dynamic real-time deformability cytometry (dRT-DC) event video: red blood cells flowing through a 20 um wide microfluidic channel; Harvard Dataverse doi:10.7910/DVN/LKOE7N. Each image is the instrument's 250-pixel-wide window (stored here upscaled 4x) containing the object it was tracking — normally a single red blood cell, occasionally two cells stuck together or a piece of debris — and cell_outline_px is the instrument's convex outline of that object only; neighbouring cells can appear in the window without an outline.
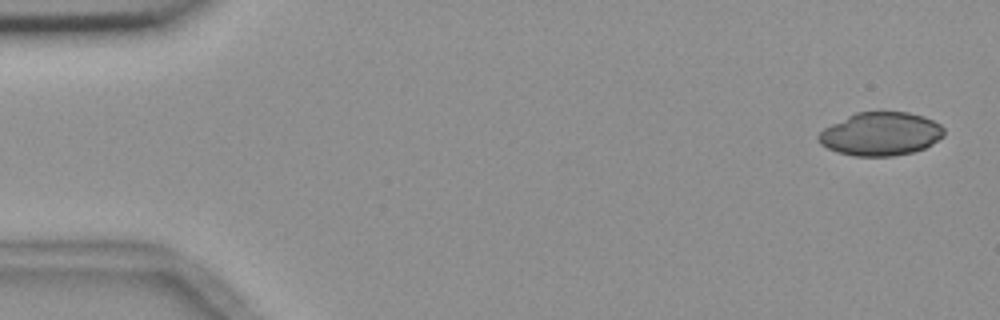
{"species": "common noctule bat (a hibernating species)", "species_latin": "Nyctalus noctula", "temperature_condition": "room temperature", "stored_images_in_passage": 55, "camera_frame_rate_fps": 3000, "um_per_image_px": 0.085, "animal": {"sex": "female", "body_mass_g": 18.4}, "frame": {"image": 1, "passage_image": 2, "time_ms": 0.333, "image_size_px": [1000, 320], "cell_outline_px": [[944, 136], [932, 144], [924, 148], [912, 152], [892, 156], [852, 156], [836, 152], [820, 144], [816, 140], [816, 136], [824, 128], [856, 112], [908, 112], [924, 116], [940, 124], [944, 128]], "centroid_in_image_um": [74.85, 11.39], "position_along_channel_um": 10.2, "area_um2": 31.79}}